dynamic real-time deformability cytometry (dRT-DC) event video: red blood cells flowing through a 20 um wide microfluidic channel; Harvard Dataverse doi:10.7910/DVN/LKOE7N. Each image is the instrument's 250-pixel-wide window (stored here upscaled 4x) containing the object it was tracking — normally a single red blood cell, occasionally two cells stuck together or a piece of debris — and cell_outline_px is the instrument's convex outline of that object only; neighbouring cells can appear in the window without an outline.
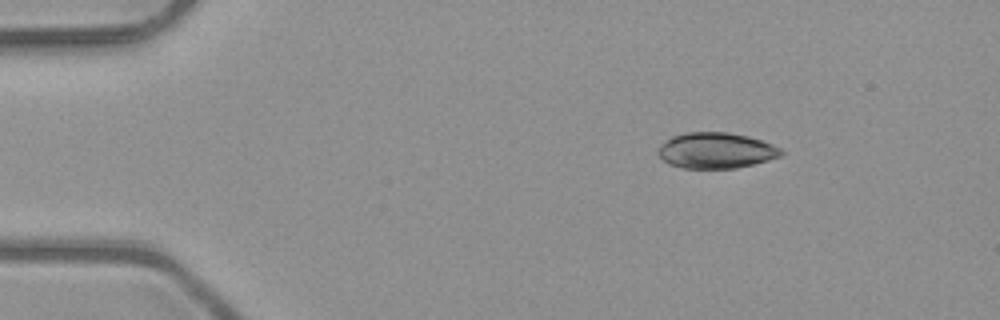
{"species": "common noctule bat (a hibernating species)", "species_latin": "Nyctalus noctula", "temperature_condition": "room temperature", "stored_images_in_passage": 4, "camera_frame_rate_fps": 3000, "um_per_image_px": 0.085, "animal": {"sex": "male", "body_mass_g": 23.1, "forearm_length_mm": 52.7}, "frame": {"image": 1, "passage_image": 4, "time_ms": 1.0, "image_size_px": [1000, 320], "cell_outline_px": [[784, 152], [780, 156], [768, 160], [736, 168], [680, 168], [664, 160], [656, 152], [660, 144], [672, 136], [688, 132], [728, 132], [748, 136], [772, 144], [780, 148]], "centroid_in_image_um": [60.84, 12.78], "position_along_channel_um": 24.2, "area_um2": 25.55}}